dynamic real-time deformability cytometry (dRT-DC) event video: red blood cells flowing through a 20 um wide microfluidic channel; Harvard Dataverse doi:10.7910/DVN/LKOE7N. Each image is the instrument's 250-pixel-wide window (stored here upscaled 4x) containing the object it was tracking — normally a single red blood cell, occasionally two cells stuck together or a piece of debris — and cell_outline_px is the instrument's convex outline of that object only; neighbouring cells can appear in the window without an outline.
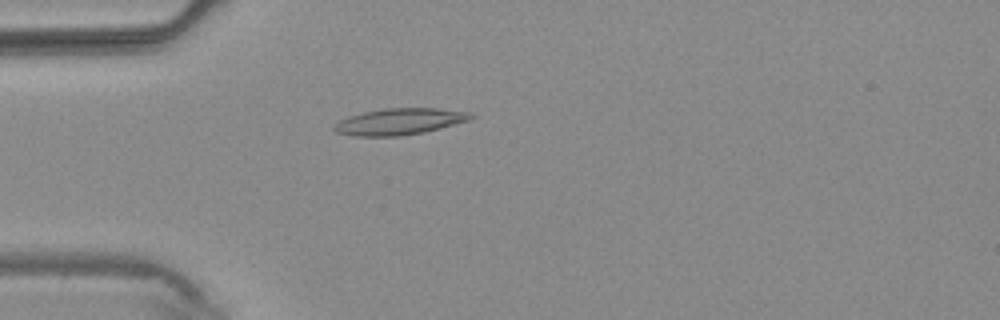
{"species": "common noctule bat (a hibernating species)", "species_latin": "Nyctalus noctula", "temperature_condition": "warm", "stored_images_in_passage": 4, "camera_frame_rate_fps": 3000, "um_per_image_px": 0.085, "animal": {"sex": "male", "body_mass_g": 20.4}, "frame": {"image": 1, "passage_image": 4, "time_ms": 3.667, "image_size_px": [1000, 320], "cell_outline_px": [[476, 116], [468, 120], [440, 128], [424, 132], [400, 136], [352, 136], [336, 132], [332, 128], [332, 124], [348, 116], [364, 112], [384, 108], [436, 108], [468, 112]], "centroid_in_image_um": [33.9, 10.33], "position_along_channel_um": 51.1, "area_um2": 21.04}}